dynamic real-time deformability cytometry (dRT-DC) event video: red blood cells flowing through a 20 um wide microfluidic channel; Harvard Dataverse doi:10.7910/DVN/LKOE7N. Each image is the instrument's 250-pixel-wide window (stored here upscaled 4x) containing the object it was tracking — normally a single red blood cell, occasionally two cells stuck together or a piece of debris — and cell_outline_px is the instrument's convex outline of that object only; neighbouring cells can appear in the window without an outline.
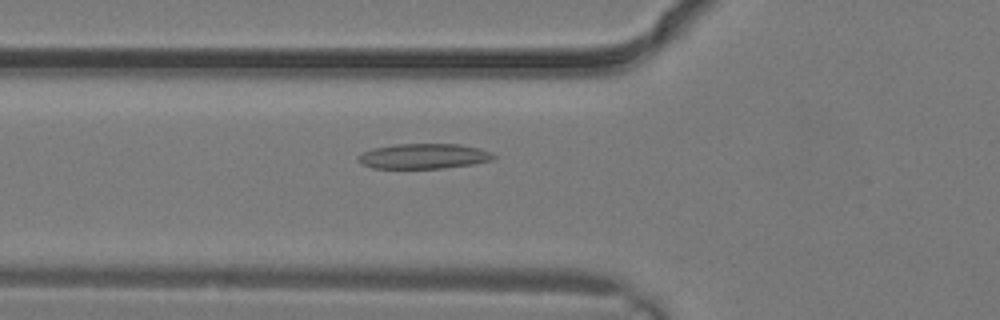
{"species": "common noctule bat (a hibernating species)", "species_latin": "Nyctalus noctula", "temperature_condition": "warm", "stored_images_in_passage": 4, "camera_frame_rate_fps": 3000, "um_per_image_px": 0.085, "animal": {"sex": "male", "body_mass_g": 19.2, "forearm_length_mm": 51.8}, "frame": {"image": 1, "passage_image": 3, "time_ms": 0.667, "image_size_px": [1000, 320], "cell_outline_px": [[496, 156], [492, 160], [472, 164], [444, 168], [372, 168], [360, 164], [356, 160], [356, 156], [372, 148], [396, 144], [456, 144], [476, 148], [492, 152]], "centroid_in_image_um": [35.95, 13.28], "position_along_channel_um": 89.8, "area_um2": 19.83}}